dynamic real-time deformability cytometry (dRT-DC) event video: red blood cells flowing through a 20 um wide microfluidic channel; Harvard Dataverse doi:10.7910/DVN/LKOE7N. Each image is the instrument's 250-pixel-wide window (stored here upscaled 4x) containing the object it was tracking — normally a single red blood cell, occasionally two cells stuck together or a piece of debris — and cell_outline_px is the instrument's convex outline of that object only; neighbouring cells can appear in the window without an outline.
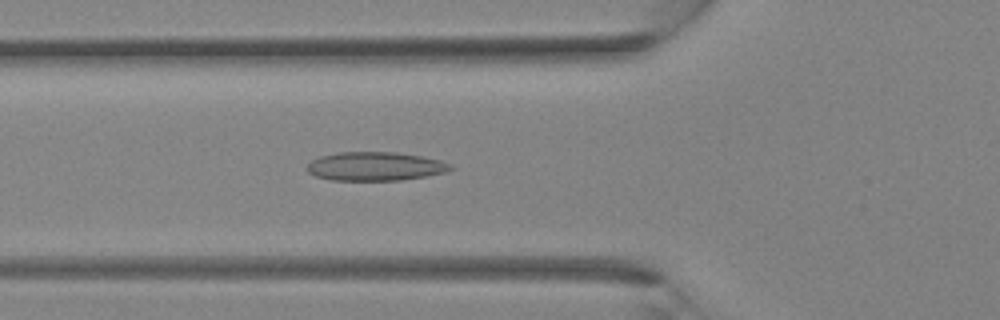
{"species": "Egyptian fruit bat (a non-hibernating species)", "species_latin": "Rousettus aegyptiacus", "temperature_condition": "room temperature", "stored_images_in_passage": 31, "camera_frame_rate_fps": 3000, "um_per_image_px": 0.085, "animal": {"sex": "female"}, "frame": {"image": 1, "passage_image": 8, "time_ms": 2.333, "image_size_px": [1000, 320], "cell_outline_px": [[456, 168], [444, 172], [428, 176], [400, 180], [332, 180], [316, 176], [308, 172], [304, 168], [312, 160], [320, 156], [340, 152], [396, 152], [420, 156], [440, 160], [452, 164]], "centroid_in_image_um": [31.9, 14.14], "position_along_channel_um": 93.9, "area_um2": 24.1}}
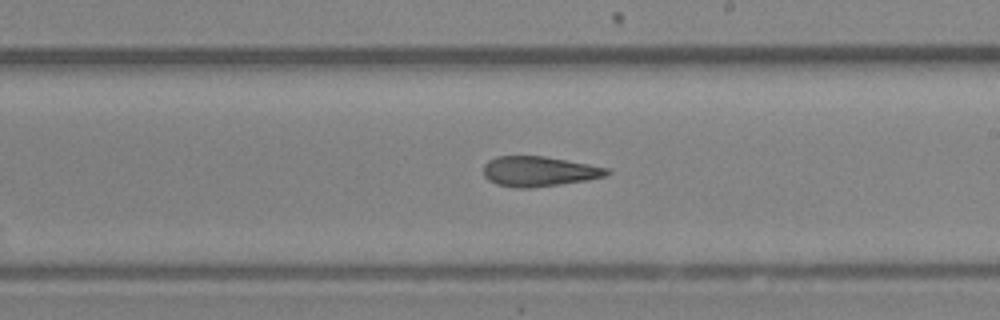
{"frame": {"image": 2, "passage_image": 16, "time_ms": 5.0, "image_size_px": [1000, 320], "cell_outline_px": [[612, 172], [604, 176], [588, 180], [560, 184], [528, 188], [516, 188], [496, 184], [488, 180], [484, 176], [484, 164], [488, 160], [496, 156], [544, 156], [588, 164], [608, 168]], "centroid_in_image_um": [45.79, 14.57], "position_along_channel_um": 243.2, "area_um2": 21.62}}
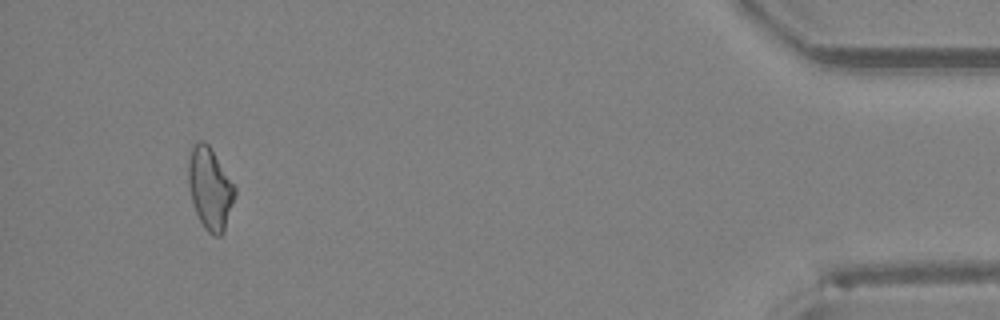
{"frame": {"image": 3, "passage_image": 29, "time_ms": 9.333, "image_size_px": [1000, 320], "cell_outline_px": [[236, 196], [224, 232], [220, 236], [212, 236], [204, 228], [196, 212], [188, 188], [188, 160], [192, 144], [200, 140], [204, 140], [208, 144], [236, 188]], "centroid_in_image_um": [17.85, 16.03], "position_along_channel_um": 417.4, "area_um2": 22.31}}